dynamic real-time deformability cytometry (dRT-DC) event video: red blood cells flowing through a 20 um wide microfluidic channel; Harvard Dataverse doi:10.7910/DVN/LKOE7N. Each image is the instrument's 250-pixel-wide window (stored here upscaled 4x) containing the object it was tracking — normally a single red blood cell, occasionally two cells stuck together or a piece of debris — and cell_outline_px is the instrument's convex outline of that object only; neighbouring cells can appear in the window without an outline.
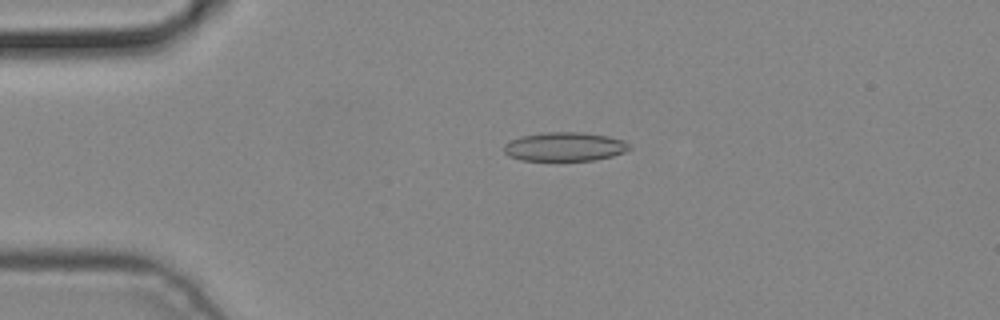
{"species": "common noctule bat (a hibernating species)", "species_latin": "Nyctalus noctula", "temperature_condition": "cold", "stored_images_in_passage": 4, "camera_frame_rate_fps": 3000, "um_per_image_px": 0.085, "animal": {"sex": "male", "body_mass_g": 19.2, "forearm_length_mm": 51.8}, "frame": {"image": 1, "passage_image": 4, "time_ms": 1.0, "image_size_px": [1000, 320], "cell_outline_px": [[632, 148], [624, 152], [612, 156], [596, 160], [520, 160], [508, 156], [504, 152], [504, 144], [520, 136], [540, 132], [584, 132], [608, 136], [624, 140]], "centroid_in_image_um": [47.99, 12.46], "position_along_channel_um": 37.0, "area_um2": 21.27}}